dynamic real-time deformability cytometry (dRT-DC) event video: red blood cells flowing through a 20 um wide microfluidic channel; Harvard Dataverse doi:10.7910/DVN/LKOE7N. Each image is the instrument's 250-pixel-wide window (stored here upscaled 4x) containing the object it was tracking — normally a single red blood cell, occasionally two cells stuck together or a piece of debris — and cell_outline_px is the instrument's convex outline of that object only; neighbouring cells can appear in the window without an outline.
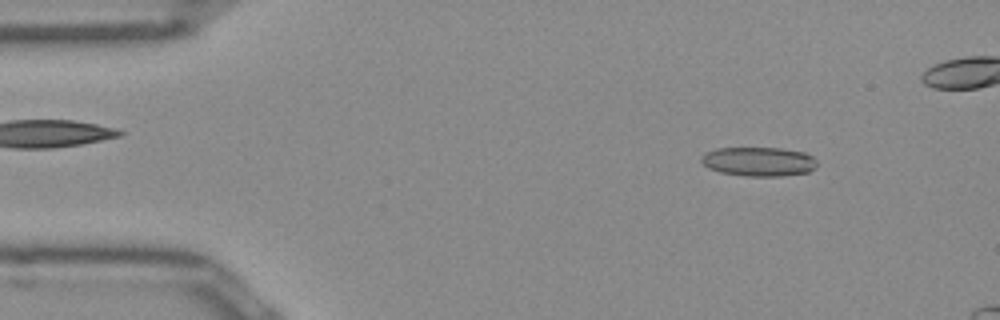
{"species": "Egyptian fruit bat (a non-hibernating species)", "species_latin": "Rousettus aegyptiacus", "temperature_condition": "room temperature", "stored_images_in_passage": 9, "camera_frame_rate_fps": 3000, "um_per_image_px": 0.085, "frame": {"image": 1, "passage_image": 1, "time_ms": 0.0, "image_size_px": [1000, 320], "cell_outline_px": [[816, 168], [808, 172], [780, 176], [744, 176], [720, 172], [708, 168], [700, 160], [700, 156], [704, 152], [716, 148], [780, 148], [804, 152], [812, 156], [816, 160]], "centroid_in_image_um": [64.46, 13.73], "position_along_channel_um": 20.5, "area_um2": 19.83}}